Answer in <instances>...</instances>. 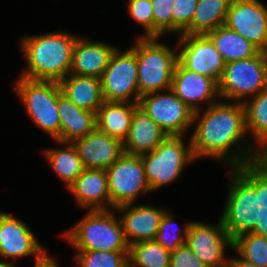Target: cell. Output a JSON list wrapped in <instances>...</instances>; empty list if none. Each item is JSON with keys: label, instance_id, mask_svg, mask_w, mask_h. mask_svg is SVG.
<instances>
[{"label": "cell", "instance_id": "cell-1", "mask_svg": "<svg viewBox=\"0 0 267 267\" xmlns=\"http://www.w3.org/2000/svg\"><path fill=\"white\" fill-rule=\"evenodd\" d=\"M193 125L195 128L190 139L195 160L208 157L227 162L229 168H236L264 156L255 145L246 143L245 138L249 135L241 102L220 99L203 111L194 112Z\"/></svg>", "mask_w": 267, "mask_h": 267}, {"label": "cell", "instance_id": "cell-2", "mask_svg": "<svg viewBox=\"0 0 267 267\" xmlns=\"http://www.w3.org/2000/svg\"><path fill=\"white\" fill-rule=\"evenodd\" d=\"M230 171L231 183L220 220L234 240L251 232L255 223L267 215L263 202V157Z\"/></svg>", "mask_w": 267, "mask_h": 267}, {"label": "cell", "instance_id": "cell-3", "mask_svg": "<svg viewBox=\"0 0 267 267\" xmlns=\"http://www.w3.org/2000/svg\"><path fill=\"white\" fill-rule=\"evenodd\" d=\"M78 35L55 31L21 37L19 46L27 67L18 77L31 80L61 81L69 75L72 51Z\"/></svg>", "mask_w": 267, "mask_h": 267}, {"label": "cell", "instance_id": "cell-4", "mask_svg": "<svg viewBox=\"0 0 267 267\" xmlns=\"http://www.w3.org/2000/svg\"><path fill=\"white\" fill-rule=\"evenodd\" d=\"M113 211L87 210L62 237L77 251H129L121 220Z\"/></svg>", "mask_w": 267, "mask_h": 267}, {"label": "cell", "instance_id": "cell-5", "mask_svg": "<svg viewBox=\"0 0 267 267\" xmlns=\"http://www.w3.org/2000/svg\"><path fill=\"white\" fill-rule=\"evenodd\" d=\"M136 60L138 67L139 94L171 89L178 48L174 50L160 43V37H137Z\"/></svg>", "mask_w": 267, "mask_h": 267}, {"label": "cell", "instance_id": "cell-6", "mask_svg": "<svg viewBox=\"0 0 267 267\" xmlns=\"http://www.w3.org/2000/svg\"><path fill=\"white\" fill-rule=\"evenodd\" d=\"M14 90L32 122L55 141H60L57 81L31 80L18 77Z\"/></svg>", "mask_w": 267, "mask_h": 267}, {"label": "cell", "instance_id": "cell-7", "mask_svg": "<svg viewBox=\"0 0 267 267\" xmlns=\"http://www.w3.org/2000/svg\"><path fill=\"white\" fill-rule=\"evenodd\" d=\"M185 136H167L152 152L141 155L146 180L150 190L175 182L180 177L186 164L196 161L191 146V139L185 146Z\"/></svg>", "mask_w": 267, "mask_h": 267}, {"label": "cell", "instance_id": "cell-8", "mask_svg": "<svg viewBox=\"0 0 267 267\" xmlns=\"http://www.w3.org/2000/svg\"><path fill=\"white\" fill-rule=\"evenodd\" d=\"M267 88V52L225 64L218 83L221 100L243 103Z\"/></svg>", "mask_w": 267, "mask_h": 267}, {"label": "cell", "instance_id": "cell-9", "mask_svg": "<svg viewBox=\"0 0 267 267\" xmlns=\"http://www.w3.org/2000/svg\"><path fill=\"white\" fill-rule=\"evenodd\" d=\"M101 86L104 101L139 103L141 96L138 85L136 42L124 52L116 47L101 76Z\"/></svg>", "mask_w": 267, "mask_h": 267}, {"label": "cell", "instance_id": "cell-10", "mask_svg": "<svg viewBox=\"0 0 267 267\" xmlns=\"http://www.w3.org/2000/svg\"><path fill=\"white\" fill-rule=\"evenodd\" d=\"M110 209L132 204L139 195L151 193L141 156L123 155L106 170Z\"/></svg>", "mask_w": 267, "mask_h": 267}, {"label": "cell", "instance_id": "cell-11", "mask_svg": "<svg viewBox=\"0 0 267 267\" xmlns=\"http://www.w3.org/2000/svg\"><path fill=\"white\" fill-rule=\"evenodd\" d=\"M138 104L168 136H185L193 125L194 111L171 89L145 94Z\"/></svg>", "mask_w": 267, "mask_h": 267}, {"label": "cell", "instance_id": "cell-12", "mask_svg": "<svg viewBox=\"0 0 267 267\" xmlns=\"http://www.w3.org/2000/svg\"><path fill=\"white\" fill-rule=\"evenodd\" d=\"M218 220L216 225L192 221L185 241L207 267H228L225 251L228 247L233 249V239Z\"/></svg>", "mask_w": 267, "mask_h": 267}, {"label": "cell", "instance_id": "cell-13", "mask_svg": "<svg viewBox=\"0 0 267 267\" xmlns=\"http://www.w3.org/2000/svg\"><path fill=\"white\" fill-rule=\"evenodd\" d=\"M180 35L176 44L178 62L185 69L210 77L219 83L226 63L211 39L206 34Z\"/></svg>", "mask_w": 267, "mask_h": 267}, {"label": "cell", "instance_id": "cell-14", "mask_svg": "<svg viewBox=\"0 0 267 267\" xmlns=\"http://www.w3.org/2000/svg\"><path fill=\"white\" fill-rule=\"evenodd\" d=\"M225 25L267 52V7L258 0H232Z\"/></svg>", "mask_w": 267, "mask_h": 267}, {"label": "cell", "instance_id": "cell-15", "mask_svg": "<svg viewBox=\"0 0 267 267\" xmlns=\"http://www.w3.org/2000/svg\"><path fill=\"white\" fill-rule=\"evenodd\" d=\"M45 249L28 224L14 215L0 212V257L2 256L0 262L31 255L37 257Z\"/></svg>", "mask_w": 267, "mask_h": 267}, {"label": "cell", "instance_id": "cell-16", "mask_svg": "<svg viewBox=\"0 0 267 267\" xmlns=\"http://www.w3.org/2000/svg\"><path fill=\"white\" fill-rule=\"evenodd\" d=\"M171 90L194 112L203 110V105L208 107L220 100L218 83L214 79L185 69L179 62L175 67Z\"/></svg>", "mask_w": 267, "mask_h": 267}, {"label": "cell", "instance_id": "cell-17", "mask_svg": "<svg viewBox=\"0 0 267 267\" xmlns=\"http://www.w3.org/2000/svg\"><path fill=\"white\" fill-rule=\"evenodd\" d=\"M84 168L104 169L109 168L124 153L123 142L109 136L97 127L85 137L74 140Z\"/></svg>", "mask_w": 267, "mask_h": 267}, {"label": "cell", "instance_id": "cell-18", "mask_svg": "<svg viewBox=\"0 0 267 267\" xmlns=\"http://www.w3.org/2000/svg\"><path fill=\"white\" fill-rule=\"evenodd\" d=\"M135 203L115 208L119 216L126 241L129 245L145 240H154L167 210L145 204Z\"/></svg>", "mask_w": 267, "mask_h": 267}, {"label": "cell", "instance_id": "cell-19", "mask_svg": "<svg viewBox=\"0 0 267 267\" xmlns=\"http://www.w3.org/2000/svg\"><path fill=\"white\" fill-rule=\"evenodd\" d=\"M89 40L78 36L72 51V65L69 74L101 78L116 48L104 41Z\"/></svg>", "mask_w": 267, "mask_h": 267}, {"label": "cell", "instance_id": "cell-20", "mask_svg": "<svg viewBox=\"0 0 267 267\" xmlns=\"http://www.w3.org/2000/svg\"><path fill=\"white\" fill-rule=\"evenodd\" d=\"M75 196L77 204L89 210H109L108 178L104 169H87L67 189Z\"/></svg>", "mask_w": 267, "mask_h": 267}, {"label": "cell", "instance_id": "cell-21", "mask_svg": "<svg viewBox=\"0 0 267 267\" xmlns=\"http://www.w3.org/2000/svg\"><path fill=\"white\" fill-rule=\"evenodd\" d=\"M168 135L139 106L135 109L127 138L123 142L124 153L141 156L152 152Z\"/></svg>", "mask_w": 267, "mask_h": 267}, {"label": "cell", "instance_id": "cell-22", "mask_svg": "<svg viewBox=\"0 0 267 267\" xmlns=\"http://www.w3.org/2000/svg\"><path fill=\"white\" fill-rule=\"evenodd\" d=\"M60 141L73 142L85 137L97 127L96 113L77 107L62 93L58 96Z\"/></svg>", "mask_w": 267, "mask_h": 267}, {"label": "cell", "instance_id": "cell-23", "mask_svg": "<svg viewBox=\"0 0 267 267\" xmlns=\"http://www.w3.org/2000/svg\"><path fill=\"white\" fill-rule=\"evenodd\" d=\"M58 83L62 95L77 107L97 113L104 102L101 78L69 74Z\"/></svg>", "mask_w": 267, "mask_h": 267}, {"label": "cell", "instance_id": "cell-24", "mask_svg": "<svg viewBox=\"0 0 267 267\" xmlns=\"http://www.w3.org/2000/svg\"><path fill=\"white\" fill-rule=\"evenodd\" d=\"M138 106V103L104 101L96 113L97 128L124 142Z\"/></svg>", "mask_w": 267, "mask_h": 267}, {"label": "cell", "instance_id": "cell-25", "mask_svg": "<svg viewBox=\"0 0 267 267\" xmlns=\"http://www.w3.org/2000/svg\"><path fill=\"white\" fill-rule=\"evenodd\" d=\"M206 35L211 39L225 63L251 58L260 51L254 44L226 25L217 27Z\"/></svg>", "mask_w": 267, "mask_h": 267}, {"label": "cell", "instance_id": "cell-26", "mask_svg": "<svg viewBox=\"0 0 267 267\" xmlns=\"http://www.w3.org/2000/svg\"><path fill=\"white\" fill-rule=\"evenodd\" d=\"M62 145V148H48L43 155L50 164L53 172L65 182L68 189L85 169L77 149L71 142L55 141Z\"/></svg>", "mask_w": 267, "mask_h": 267}, {"label": "cell", "instance_id": "cell-27", "mask_svg": "<svg viewBox=\"0 0 267 267\" xmlns=\"http://www.w3.org/2000/svg\"><path fill=\"white\" fill-rule=\"evenodd\" d=\"M247 134L255 147L267 156V88L243 102Z\"/></svg>", "mask_w": 267, "mask_h": 267}, {"label": "cell", "instance_id": "cell-28", "mask_svg": "<svg viewBox=\"0 0 267 267\" xmlns=\"http://www.w3.org/2000/svg\"><path fill=\"white\" fill-rule=\"evenodd\" d=\"M232 0H198L192 21L190 35H203L225 25Z\"/></svg>", "mask_w": 267, "mask_h": 267}, {"label": "cell", "instance_id": "cell-29", "mask_svg": "<svg viewBox=\"0 0 267 267\" xmlns=\"http://www.w3.org/2000/svg\"><path fill=\"white\" fill-rule=\"evenodd\" d=\"M171 252L155 240L129 245L128 259L140 267H170Z\"/></svg>", "mask_w": 267, "mask_h": 267}, {"label": "cell", "instance_id": "cell-30", "mask_svg": "<svg viewBox=\"0 0 267 267\" xmlns=\"http://www.w3.org/2000/svg\"><path fill=\"white\" fill-rule=\"evenodd\" d=\"M233 250L244 260L267 267V238L252 232L244 233L233 240Z\"/></svg>", "mask_w": 267, "mask_h": 267}, {"label": "cell", "instance_id": "cell-31", "mask_svg": "<svg viewBox=\"0 0 267 267\" xmlns=\"http://www.w3.org/2000/svg\"><path fill=\"white\" fill-rule=\"evenodd\" d=\"M174 219L173 213L171 211H166L162 216L158 233L154 239L170 252L175 251L179 246L185 244L188 229L192 222L188 221L186 224L184 223L183 229L181 230L175 227L177 223H175Z\"/></svg>", "mask_w": 267, "mask_h": 267}, {"label": "cell", "instance_id": "cell-32", "mask_svg": "<svg viewBox=\"0 0 267 267\" xmlns=\"http://www.w3.org/2000/svg\"><path fill=\"white\" fill-rule=\"evenodd\" d=\"M129 251H77L78 267H124Z\"/></svg>", "mask_w": 267, "mask_h": 267}, {"label": "cell", "instance_id": "cell-33", "mask_svg": "<svg viewBox=\"0 0 267 267\" xmlns=\"http://www.w3.org/2000/svg\"><path fill=\"white\" fill-rule=\"evenodd\" d=\"M153 14V37L172 33V10L174 0H151Z\"/></svg>", "mask_w": 267, "mask_h": 267}, {"label": "cell", "instance_id": "cell-34", "mask_svg": "<svg viewBox=\"0 0 267 267\" xmlns=\"http://www.w3.org/2000/svg\"><path fill=\"white\" fill-rule=\"evenodd\" d=\"M198 0H174L172 10V33L190 35V22Z\"/></svg>", "mask_w": 267, "mask_h": 267}, {"label": "cell", "instance_id": "cell-35", "mask_svg": "<svg viewBox=\"0 0 267 267\" xmlns=\"http://www.w3.org/2000/svg\"><path fill=\"white\" fill-rule=\"evenodd\" d=\"M128 14L144 27V34L138 37H153V14L151 0H128Z\"/></svg>", "mask_w": 267, "mask_h": 267}, {"label": "cell", "instance_id": "cell-36", "mask_svg": "<svg viewBox=\"0 0 267 267\" xmlns=\"http://www.w3.org/2000/svg\"><path fill=\"white\" fill-rule=\"evenodd\" d=\"M170 267H207L185 243L170 255Z\"/></svg>", "mask_w": 267, "mask_h": 267}, {"label": "cell", "instance_id": "cell-37", "mask_svg": "<svg viewBox=\"0 0 267 267\" xmlns=\"http://www.w3.org/2000/svg\"><path fill=\"white\" fill-rule=\"evenodd\" d=\"M34 259V267H59L55 259L47 254L46 249Z\"/></svg>", "mask_w": 267, "mask_h": 267}, {"label": "cell", "instance_id": "cell-38", "mask_svg": "<svg viewBox=\"0 0 267 267\" xmlns=\"http://www.w3.org/2000/svg\"><path fill=\"white\" fill-rule=\"evenodd\" d=\"M251 232L267 238V215L264 216L259 222L255 223V226Z\"/></svg>", "mask_w": 267, "mask_h": 267}, {"label": "cell", "instance_id": "cell-39", "mask_svg": "<svg viewBox=\"0 0 267 267\" xmlns=\"http://www.w3.org/2000/svg\"><path fill=\"white\" fill-rule=\"evenodd\" d=\"M228 267H258L253 263H250L244 259L240 258H229Z\"/></svg>", "mask_w": 267, "mask_h": 267}, {"label": "cell", "instance_id": "cell-40", "mask_svg": "<svg viewBox=\"0 0 267 267\" xmlns=\"http://www.w3.org/2000/svg\"><path fill=\"white\" fill-rule=\"evenodd\" d=\"M263 202L267 206V156H263Z\"/></svg>", "mask_w": 267, "mask_h": 267}, {"label": "cell", "instance_id": "cell-41", "mask_svg": "<svg viewBox=\"0 0 267 267\" xmlns=\"http://www.w3.org/2000/svg\"><path fill=\"white\" fill-rule=\"evenodd\" d=\"M0 267H16V266L14 265V263L9 261V262H0Z\"/></svg>", "mask_w": 267, "mask_h": 267}, {"label": "cell", "instance_id": "cell-42", "mask_svg": "<svg viewBox=\"0 0 267 267\" xmlns=\"http://www.w3.org/2000/svg\"><path fill=\"white\" fill-rule=\"evenodd\" d=\"M124 267H140L137 266L136 264H134L132 261H130L129 259L125 262Z\"/></svg>", "mask_w": 267, "mask_h": 267}]
</instances>
